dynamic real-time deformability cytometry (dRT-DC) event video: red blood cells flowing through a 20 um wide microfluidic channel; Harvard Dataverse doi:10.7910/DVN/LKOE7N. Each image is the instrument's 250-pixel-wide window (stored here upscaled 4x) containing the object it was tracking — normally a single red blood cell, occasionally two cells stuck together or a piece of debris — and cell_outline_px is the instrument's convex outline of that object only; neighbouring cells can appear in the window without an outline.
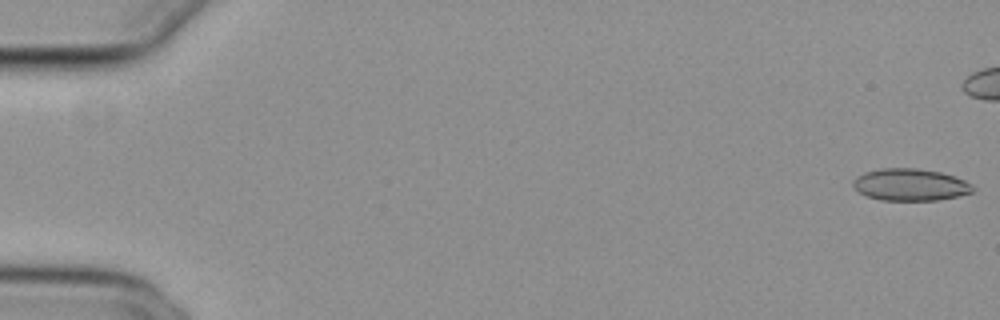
{"species": "common noctule bat (a hibernating species)", "species_latin": "Nyctalus noctula", "temperature_condition": "cold", "stored_images_in_passage": 45, "camera_frame_rate_fps": 3000, "um_per_image_px": 0.085, "animal": {"sex": "female", "body_mass_g": 29.2, "forearm_length_mm": 56.3}, "frame": {"image": 1, "passage_image": 1, "time_ms": 0.0, "image_size_px": [1000, 320], "cell_outline_px": [[972, 192], [956, 196], [936, 200], [880, 200], [868, 196], [860, 192], [852, 184], [852, 180], [856, 176], [864, 172], [880, 168], [916, 168], [940, 172], [964, 180], [972, 188]], "centroid_in_image_um": [77.3, 15.69], "position_along_channel_um": 7.7, "area_um2": 22.02}}
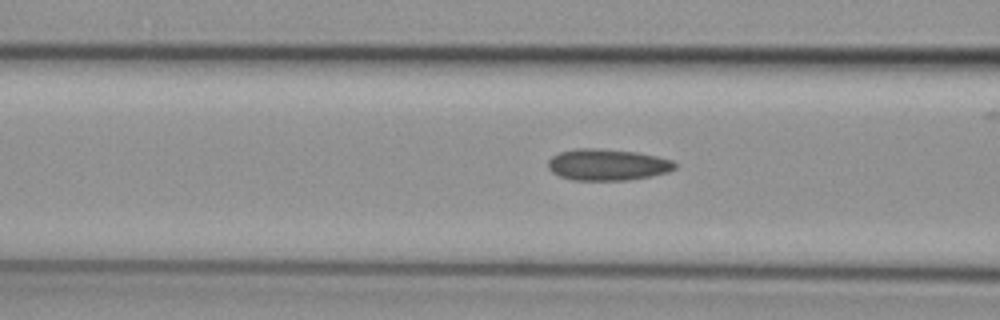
{"frame": {"image": 2, "passage_image": 22, "time_ms": 7.0, "image_size_px": [1000, 320], "cell_outline_px": [[676, 168], [668, 172], [628, 180], [572, 180], [560, 176], [552, 172], [548, 168], [548, 160], [552, 156], [560, 152], [576, 148], [600, 148], [636, 152], [656, 156], [672, 160], [676, 164]], "centroid_in_image_um": [51.61, 13.99], "position_along_channel_um": 115.0, "area_um2": 23.24}}
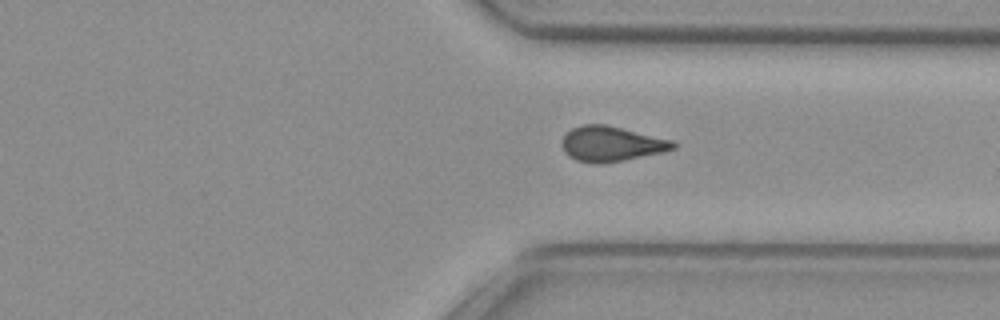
{"frame": {"image": 3, "passage_image": 41, "time_ms": 13.333, "image_size_px": [1000, 320], "cell_outline_px": [[676, 148], [664, 152], [604, 164], [592, 164], [576, 160], [568, 156], [564, 152], [564, 136], [572, 128], [584, 124], [604, 124], [672, 140], [676, 144]], "centroid_in_image_um": [51.97, 12.25], "position_along_channel_um": 359.4, "area_um2": 22.6}}